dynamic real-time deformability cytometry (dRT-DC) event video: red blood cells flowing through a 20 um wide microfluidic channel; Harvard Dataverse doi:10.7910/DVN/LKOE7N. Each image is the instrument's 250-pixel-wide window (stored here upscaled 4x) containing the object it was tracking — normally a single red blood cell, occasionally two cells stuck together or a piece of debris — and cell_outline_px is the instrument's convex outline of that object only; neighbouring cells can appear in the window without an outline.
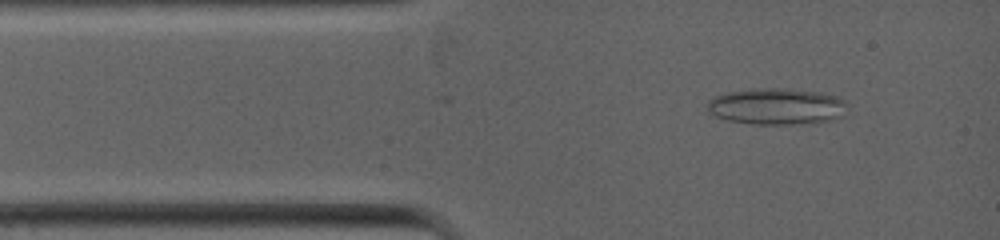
{"species": "common noctule bat (a hibernating species)", "species_latin": "Nyctalus noctula", "temperature_condition": "warm", "stored_images_in_passage": 7, "camera_frame_rate_fps": 5000, "um_per_image_px": 0.085, "animal": {"sex": "female", "body_mass_g": 19.0, "forearm_length_mm": 53.3}, "frame": {"image": 1, "passage_image": 5, "time_ms": 0.8, "image_size_px": [1000, 240], "cell_outline_px": [[844, 116], [832, 120], [788, 124], [752, 124], [728, 120], [712, 116], [708, 112], [708, 100], [716, 96], [728, 92], [752, 88], [784, 88], [820, 92], [836, 96], [844, 100]], "centroid_in_image_um": [65.97, 9.04], "position_along_channel_um": 19.0, "area_um2": 29.65}}